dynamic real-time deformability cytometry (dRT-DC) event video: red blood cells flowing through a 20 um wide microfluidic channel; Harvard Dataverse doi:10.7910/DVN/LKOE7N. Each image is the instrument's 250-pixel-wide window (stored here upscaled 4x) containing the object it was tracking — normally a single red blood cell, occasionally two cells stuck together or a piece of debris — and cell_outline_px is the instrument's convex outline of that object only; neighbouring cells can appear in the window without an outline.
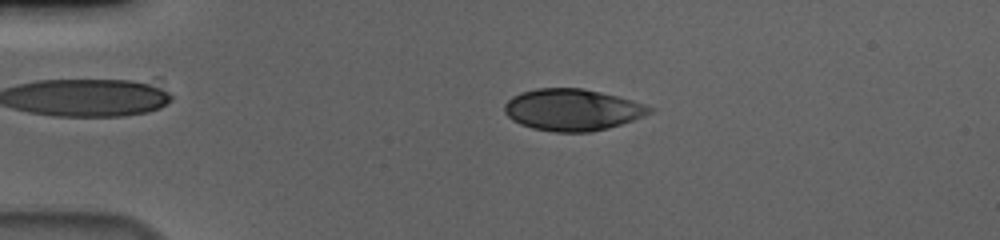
{"species": "human", "species_latin": "Homo sapiens", "temperature_condition": "cold", "stored_images_in_passage": 56, "camera_frame_rate_fps": 3000, "um_per_image_px": 0.085, "donor": {"sex": "male"}, "frame": {"image": 1, "passage_image": 12, "time_ms": 3.667, "image_size_px": [1000, 240], "cell_outline_px": [[652, 112], [632, 120], [608, 128], [588, 132], [556, 132], [532, 128], [520, 124], [512, 120], [504, 112], [504, 104], [512, 96], [520, 92], [536, 88], [584, 88], [632, 100], [644, 104], [652, 108]], "centroid_in_image_um": [48.6, 9.32], "position_along_channel_um": 36.4, "area_um2": 35.08}}
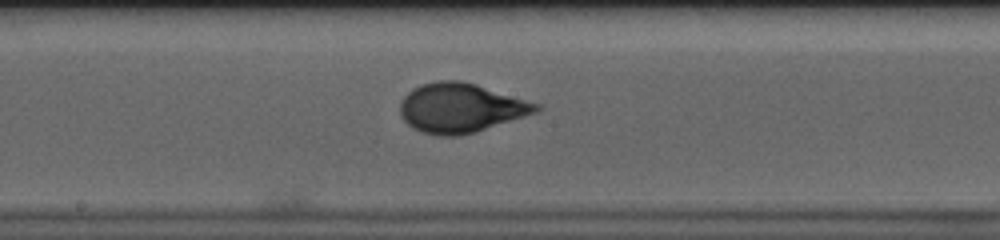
{"frame": {"image": 2, "passage_image": 30, "time_ms": 9.667, "image_size_px": [1000, 240], "cell_outline_px": [[540, 108], [536, 112], [476, 132], [460, 136], [436, 136], [412, 128], [400, 116], [400, 100], [412, 88], [420, 84], [436, 80], [460, 80], [476, 84], [540, 104]], "centroid_in_image_um": [39.11, 9.17], "position_along_channel_um": 209.1, "area_um2": 39.19}}
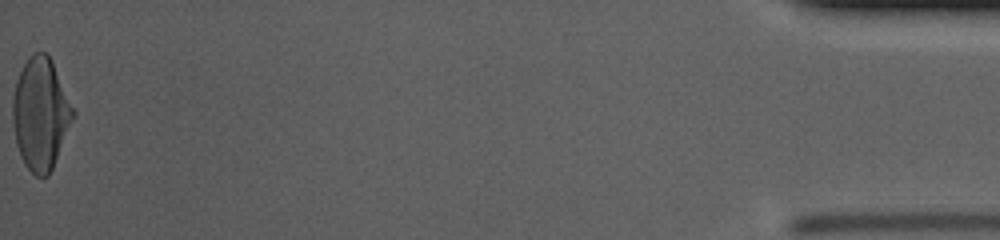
{"frame": {"image": 3, "passage_image": 56, "time_ms": 18.333, "image_size_px": [1000, 240], "cell_outline_px": [[76, 112], [52, 168], [48, 176], [36, 176], [24, 164], [20, 156], [16, 144], [12, 120], [12, 100], [16, 80], [28, 56], [36, 52], [44, 52], [52, 60]], "centroid_in_image_um": [3.44, 9.66], "position_along_channel_um": 431.8, "area_um2": 39.25}, "authors_computed_cell_mechanics": {"area_um2": 37.4833, "velocity_mm_per_s": 3.6551, "shape_relaxation_time_tau1_ms": 4.8662, "shape_relaxation_time_tau2_ms": null, "deformation_change_tau1": 0.2005, "deformation_change_tau2": null}}